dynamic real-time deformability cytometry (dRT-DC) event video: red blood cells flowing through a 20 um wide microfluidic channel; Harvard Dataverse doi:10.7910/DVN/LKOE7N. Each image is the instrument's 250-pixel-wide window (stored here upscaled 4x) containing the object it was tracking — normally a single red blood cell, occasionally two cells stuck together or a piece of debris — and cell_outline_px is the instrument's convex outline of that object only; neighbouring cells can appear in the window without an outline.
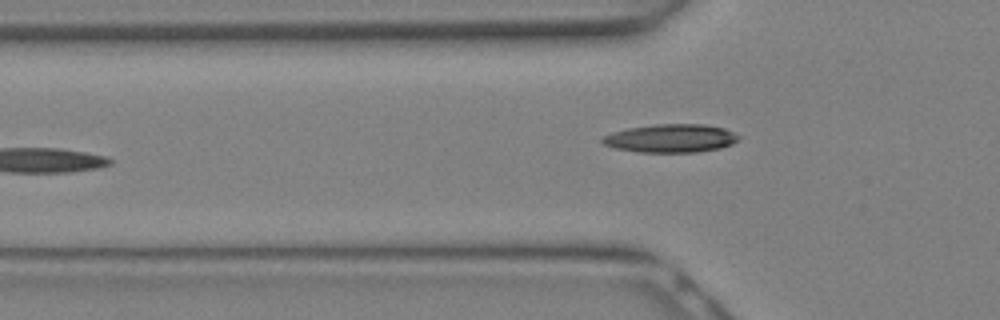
{"species": "Egyptian fruit bat (a non-hibernating species)", "species_latin": "Rousettus aegyptiacus", "temperature_condition": "warm", "stored_images_in_passage": 11, "camera_frame_rate_fps": 3000, "um_per_image_px": 0.085, "animal": {"sex": "female"}, "frame": {"image": 1, "passage_image": 11, "time_ms": 3.333, "image_size_px": [1000, 320], "cell_outline_px": [[740, 136], [732, 144], [720, 148], [696, 152], [636, 152], [616, 148], [604, 144], [600, 140], [604, 136], [612, 132], [628, 128], [656, 124], [704, 124], [724, 128]], "centroid_in_image_um": [57.01, 11.75], "position_along_channel_um": 68.8, "area_um2": 22.37}}